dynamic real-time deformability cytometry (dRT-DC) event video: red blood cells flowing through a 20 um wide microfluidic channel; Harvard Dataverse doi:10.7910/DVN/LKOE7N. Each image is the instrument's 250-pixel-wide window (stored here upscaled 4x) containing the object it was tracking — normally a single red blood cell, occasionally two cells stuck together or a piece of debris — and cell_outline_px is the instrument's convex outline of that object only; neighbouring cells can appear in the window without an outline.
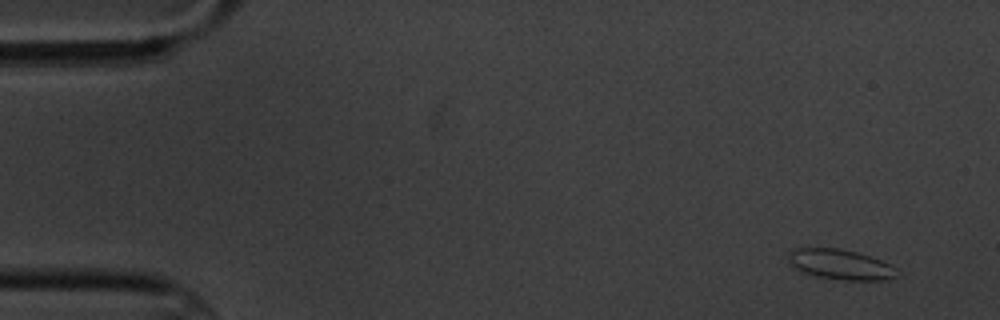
{"species": "common noctule bat (a hibernating species)", "species_latin": "Nyctalus noctula", "temperature_condition": "cold", "stored_images_in_passage": 4, "camera_frame_rate_fps": 3000, "um_per_image_px": 0.085, "animal": {"sex": "male", "body_mass_g": 20.1, "forearm_length_mm": 53.5}, "frame": {"image": 1, "passage_image": 1, "time_ms": 0.0, "image_size_px": [1000, 320], "cell_outline_px": [[900, 276], [884, 280], [844, 280], [816, 276], [804, 272], [796, 268], [792, 264], [788, 256], [796, 248], [840, 248], [856, 252], [880, 260], [896, 268], [900, 272]], "centroid_in_image_um": [71.51, 22.49], "position_along_channel_um": 13.5, "area_um2": 18.84}}
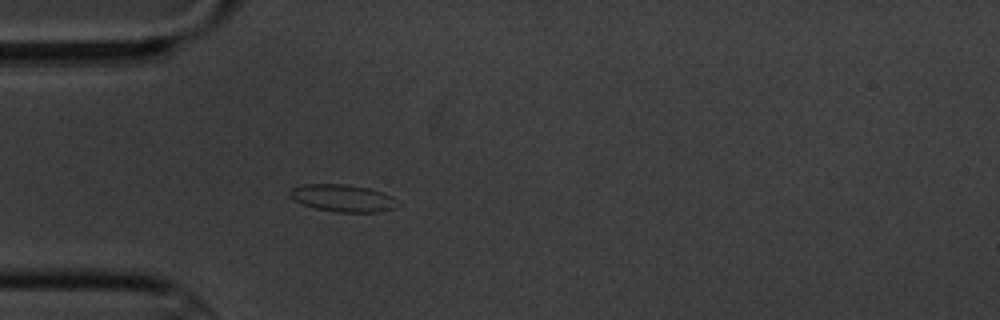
{"frame": {"image": 2, "passage_image": 4, "time_ms": 4.333, "image_size_px": [1000, 320], "cell_outline_px": [[400, 204], [396, 208], [376, 212], [336, 212], [316, 208], [304, 204], [288, 196], [288, 192], [292, 188], [304, 184], [348, 184], [368, 188], [384, 192], [392, 196]], "centroid_in_image_um": [29.17, 16.83], "position_along_channel_um": 55.8, "area_um2": 17.17}}